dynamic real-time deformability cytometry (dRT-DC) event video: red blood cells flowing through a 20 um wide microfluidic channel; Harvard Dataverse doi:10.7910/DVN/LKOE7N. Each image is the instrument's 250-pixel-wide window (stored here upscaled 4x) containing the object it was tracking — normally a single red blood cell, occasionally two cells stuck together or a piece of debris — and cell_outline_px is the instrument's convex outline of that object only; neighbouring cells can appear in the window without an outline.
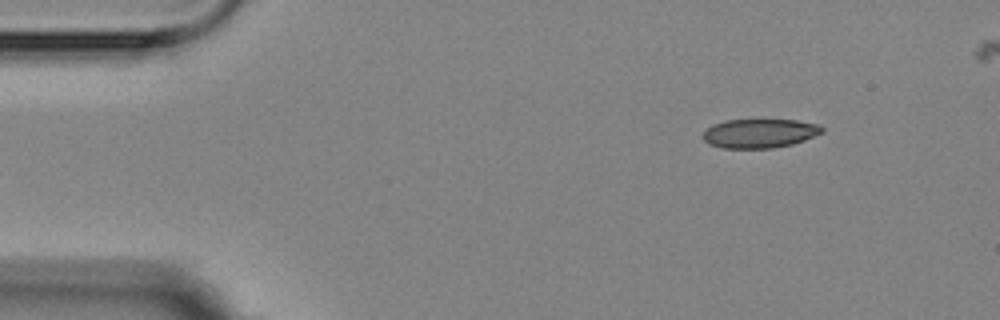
{"species": "Egyptian fruit bat (a non-hibernating species)", "species_latin": "Rousettus aegyptiacus", "temperature_condition": "room temperature", "stored_images_in_passage": 6, "segment_of_instrument_passage": [2, 2], "camera_frame_rate_fps": 3000, "um_per_image_px": 0.085, "animal": {"sex": "female"}, "frame": {"image": 1, "passage_image": 6, "time_ms": 5.667, "image_size_px": [1000, 320], "cell_outline_px": [[824, 132], [804, 140], [792, 144], [772, 148], [724, 148], [708, 144], [704, 140], [704, 132], [712, 124], [724, 120], [796, 120], [820, 124], [824, 128]], "centroid_in_image_um": [64.59, 11.33], "position_along_channel_um": 20.4, "area_um2": 20.17}}